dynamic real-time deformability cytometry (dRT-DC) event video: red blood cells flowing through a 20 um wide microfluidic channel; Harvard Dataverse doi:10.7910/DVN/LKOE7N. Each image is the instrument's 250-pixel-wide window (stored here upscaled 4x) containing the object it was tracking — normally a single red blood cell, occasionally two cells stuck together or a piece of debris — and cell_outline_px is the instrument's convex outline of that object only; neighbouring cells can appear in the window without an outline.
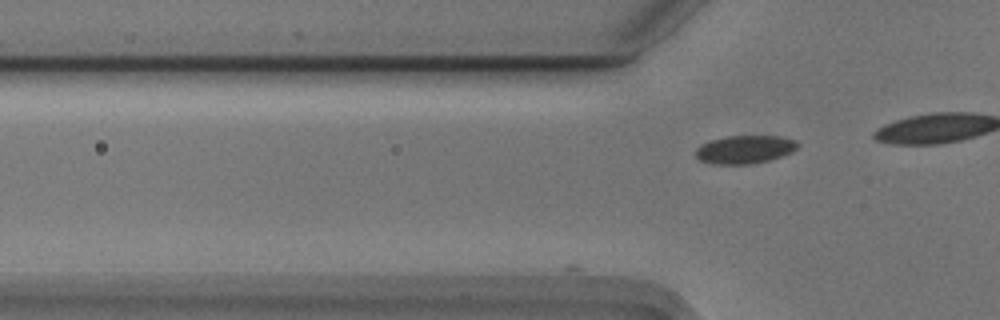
{"species": "Egyptian fruit bat (a non-hibernating species)", "species_latin": "Rousettus aegyptiacus", "temperature_condition": "cold", "stored_images_in_passage": 15, "camera_frame_rate_fps": 3000, "um_per_image_px": 0.085, "animal": {"sex": "male"}, "frame": {"image": 1, "passage_image": 15, "time_ms": 4.667, "image_size_px": [1000, 320], "cell_outline_px": [[800, 144], [792, 152], [768, 160], [748, 164], [712, 164], [700, 160], [696, 156], [696, 148], [700, 144], [712, 140], [728, 136], [780, 136], [796, 140]], "centroid_in_image_um": [63.3, 12.7], "position_along_channel_um": 62.5, "area_um2": 16.65}}